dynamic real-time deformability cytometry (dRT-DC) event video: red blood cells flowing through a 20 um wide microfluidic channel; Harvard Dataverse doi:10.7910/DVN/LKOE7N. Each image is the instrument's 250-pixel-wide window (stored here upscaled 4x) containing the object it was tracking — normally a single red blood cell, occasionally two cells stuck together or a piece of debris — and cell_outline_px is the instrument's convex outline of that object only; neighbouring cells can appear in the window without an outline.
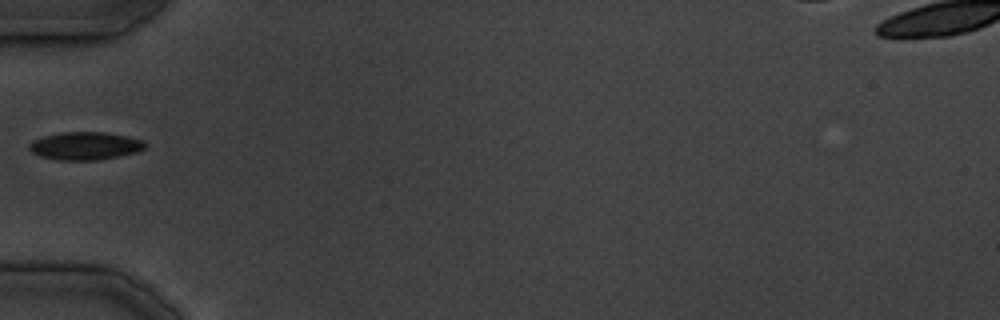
{"species": "common noctule bat (a hibernating species)", "species_latin": "Nyctalus noctula", "temperature_condition": "cold", "stored_images_in_passage": 16, "camera_frame_rate_fps": 3000, "um_per_image_px": 0.085, "animal": {"sex": "male", "body_mass_g": 19.5, "forearm_length_mm": 54.6}, "frame": {"image": 1, "passage_image": 1, "time_ms": 0.0, "image_size_px": [1000, 320], "cell_outline_px": [[148, 144], [144, 148], [136, 152], [120, 156], [96, 160], [56, 160], [40, 156], [32, 152], [28, 148], [28, 144], [32, 140], [44, 136], [60, 132], [104, 132], [144, 140]], "centroid_in_image_um": [7.21, 12.4], "position_along_channel_um": 77.8, "area_um2": 18.9}}
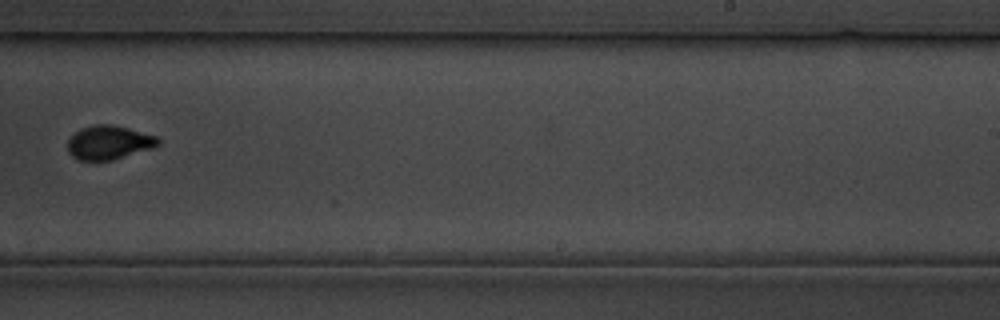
{"frame": {"image": 2, "passage_image": 12, "time_ms": 13.667, "image_size_px": [1000, 320], "cell_outline_px": [[160, 144], [152, 148], [112, 160], [80, 160], [72, 156], [68, 152], [68, 140], [80, 128], [92, 124], [112, 124], [128, 128], [156, 136], [160, 140]], "centroid_in_image_um": [9.25, 12.1], "position_along_channel_um": 279.8, "area_um2": 17.8}}